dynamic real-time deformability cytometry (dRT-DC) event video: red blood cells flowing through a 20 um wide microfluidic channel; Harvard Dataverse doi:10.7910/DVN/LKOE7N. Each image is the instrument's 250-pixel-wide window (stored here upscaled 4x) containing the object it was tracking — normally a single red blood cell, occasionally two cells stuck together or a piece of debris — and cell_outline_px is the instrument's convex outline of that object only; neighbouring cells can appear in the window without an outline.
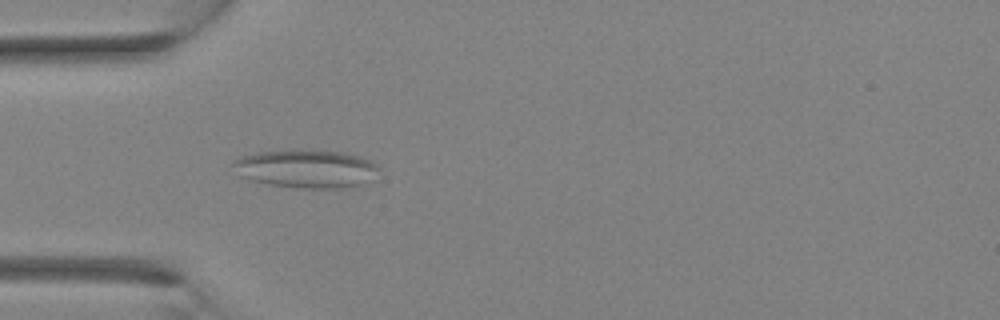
{"species": "Egyptian fruit bat (a non-hibernating species)", "species_latin": "Rousettus aegyptiacus", "temperature_condition": "room temperature", "stored_images_in_passage": 2, "camera_frame_rate_fps": 3000, "um_per_image_px": 0.085, "animal": {"sex": "female"}, "frame": {"image": 1, "passage_image": 2, "time_ms": 0.333, "image_size_px": [1000, 320], "cell_outline_px": [[380, 168], [360, 184], [352, 188], [300, 188], [268, 184], [252, 180], [240, 176], [232, 164], [240, 156], [256, 152], [292, 148], [344, 152], [360, 156], [372, 160]], "centroid_in_image_um": [25.99, 14.31], "position_along_channel_um": 59.0, "area_um2": 32.71}}